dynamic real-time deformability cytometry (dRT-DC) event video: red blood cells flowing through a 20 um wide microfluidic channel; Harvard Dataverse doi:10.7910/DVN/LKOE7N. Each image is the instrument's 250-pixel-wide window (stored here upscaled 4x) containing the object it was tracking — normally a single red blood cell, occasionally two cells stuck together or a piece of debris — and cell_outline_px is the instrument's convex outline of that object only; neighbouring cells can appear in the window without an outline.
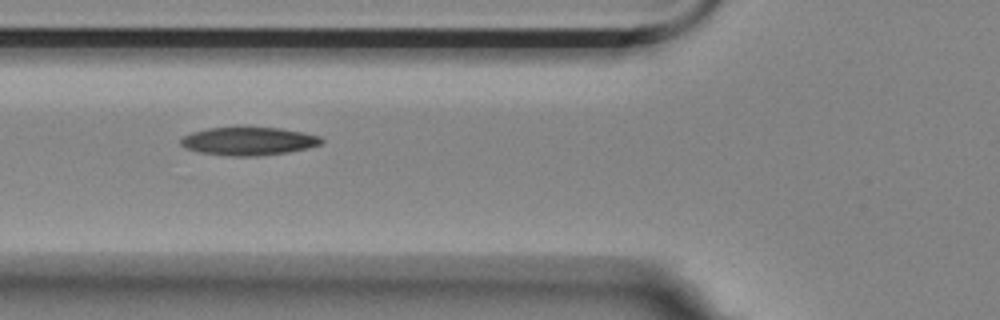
{"species": "Egyptian fruit bat (a non-hibernating species)", "species_latin": "Rousettus aegyptiacus", "temperature_condition": "room temperature", "stored_images_in_passage": 4, "camera_frame_rate_fps": 3000, "um_per_image_px": 0.085, "animal": {"sex": "female"}, "frame": {"image": 1, "passage_image": 4, "time_ms": 1.0, "image_size_px": [1000, 320], "cell_outline_px": [[324, 140], [320, 144], [308, 148], [288, 152], [256, 156], [232, 156], [196, 152], [184, 148], [180, 144], [180, 140], [184, 136], [192, 132], [208, 128], [236, 124], [244, 124], [280, 128], [304, 132], [320, 136]], "centroid_in_image_um": [21.09, 11.95], "position_along_channel_um": 104.7, "area_um2": 24.16}}